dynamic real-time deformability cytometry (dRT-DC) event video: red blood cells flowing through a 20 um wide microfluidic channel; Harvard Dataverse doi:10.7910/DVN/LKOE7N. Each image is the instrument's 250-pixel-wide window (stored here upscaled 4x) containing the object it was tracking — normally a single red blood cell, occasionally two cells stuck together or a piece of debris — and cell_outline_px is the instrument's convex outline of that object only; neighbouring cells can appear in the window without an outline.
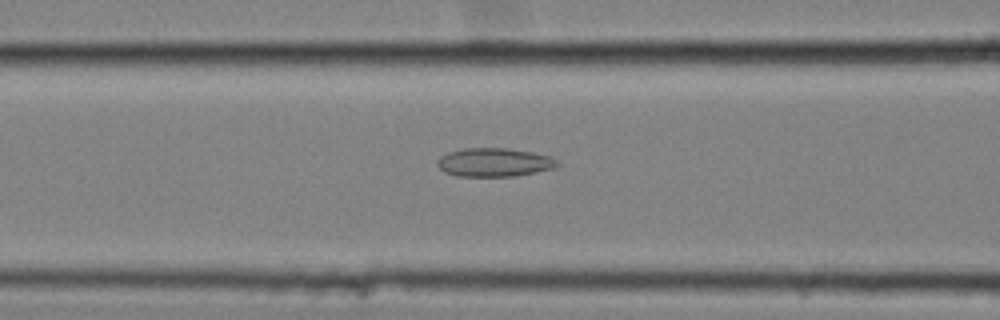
{"species": "common noctule bat (a hibernating species)", "species_latin": "Nyctalus noctula", "temperature_condition": "cold", "stored_images_in_passage": 55, "camera_frame_rate_fps": 3000, "um_per_image_px": 0.085, "animal": {"sex": "female", "body_mass_g": 25.1}, "frame": {"image": 1, "passage_image": 22, "time_ms": 7.0, "image_size_px": [1000, 320], "cell_outline_px": [[560, 164], [552, 168], [536, 172], [516, 176], [456, 176], [444, 172], [436, 164], [436, 160], [440, 156], [448, 152], [464, 148], [508, 148], [532, 152], [548, 156], [556, 160]], "centroid_in_image_um": [41.96, 13.8], "position_along_channel_um": 124.6, "area_um2": 20.0}}
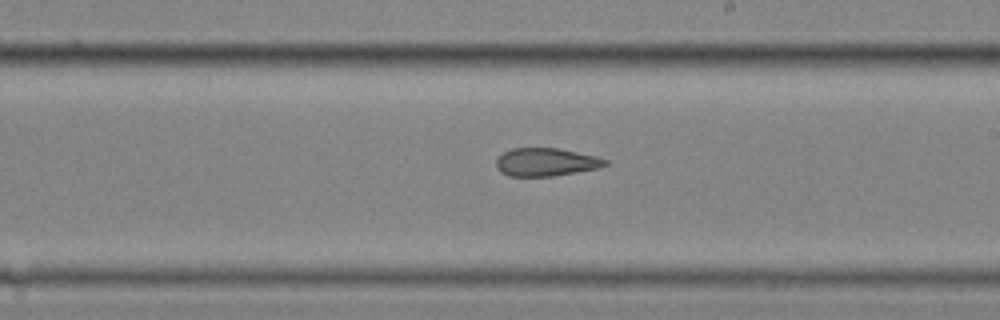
{"frame": {"image": 2, "passage_image": 32, "time_ms": 10.333, "image_size_px": [1000, 320], "cell_outline_px": [[608, 164], [596, 168], [576, 172], [552, 176], [508, 176], [500, 172], [496, 168], [496, 156], [512, 148], [556, 148], [596, 156], [608, 160]], "centroid_in_image_um": [46.35, 13.78], "position_along_channel_um": 242.7, "area_um2": 17.8}}
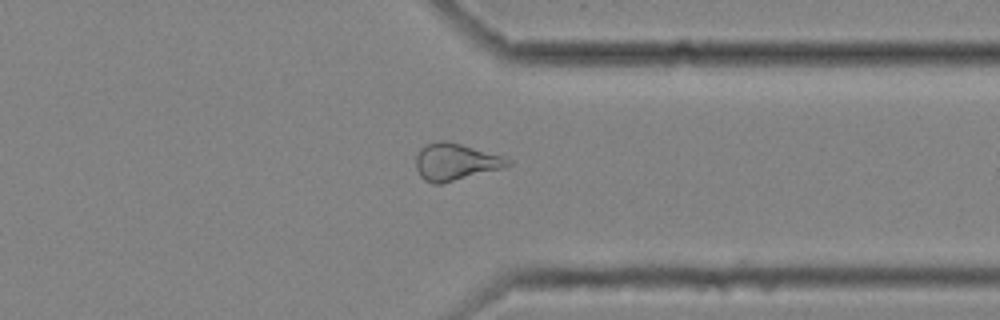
{"frame": {"image": 3, "passage_image": 43, "time_ms": 14.0, "image_size_px": [1000, 320], "cell_outline_px": [[512, 164], [504, 168], [440, 184], [432, 184], [424, 180], [420, 176], [416, 168], [416, 156], [420, 148], [428, 144], [440, 140], [448, 140], [504, 156], [512, 160]], "centroid_in_image_um": [38.73, 13.76], "position_along_channel_um": 372.7, "area_um2": 20.0}, "authors_computed_cell_mechanics": {"area_um2": 20.6346, "velocity_mm_per_s": 3.5476, "shape_relaxation_time_tau1_ms": null, "shape_relaxation_time_tau2_ms": 2.9432, "deformation_change_tau1": null, "deformation_change_tau2": 0.1107}}